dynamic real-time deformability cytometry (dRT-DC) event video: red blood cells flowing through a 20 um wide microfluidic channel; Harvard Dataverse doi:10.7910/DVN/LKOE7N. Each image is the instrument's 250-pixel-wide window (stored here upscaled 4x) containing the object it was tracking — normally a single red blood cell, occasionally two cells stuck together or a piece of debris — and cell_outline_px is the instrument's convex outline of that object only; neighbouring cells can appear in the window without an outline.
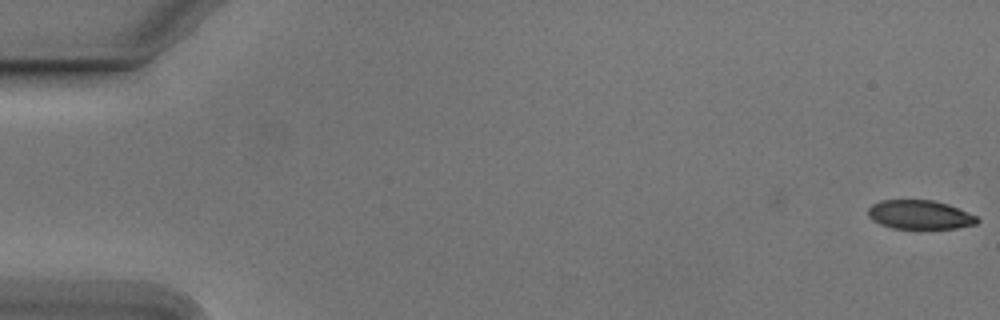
{"species": "Egyptian fruit bat (a non-hibernating species)", "species_latin": "Rousettus aegyptiacus", "temperature_condition": "cold", "stored_images_in_passage": 51, "camera_frame_rate_fps": 3000, "um_per_image_px": 0.085, "animal": {"sex": "male"}, "frame": {"image": 1, "passage_image": 1, "time_ms": 0.0, "image_size_px": [1000, 320], "cell_outline_px": [[980, 220], [976, 224], [956, 228], [920, 232], [892, 228], [880, 224], [872, 220], [868, 216], [868, 208], [872, 204], [880, 200], [932, 200], [948, 204], [976, 216]], "centroid_in_image_um": [78.17, 18.3], "position_along_channel_um": 6.8, "area_um2": 19.25}}
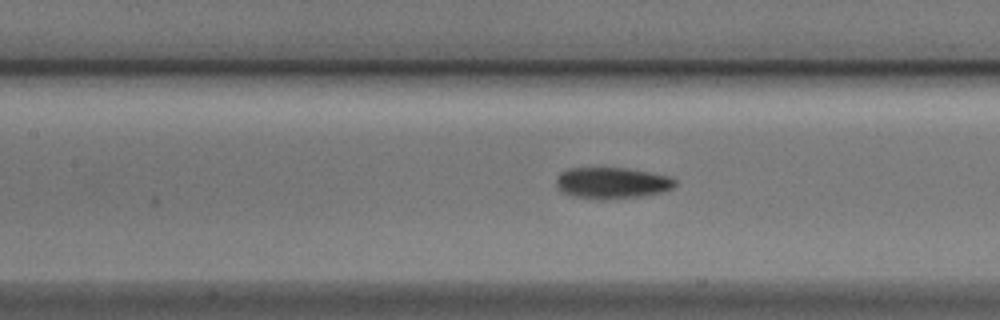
{"frame": {"image": 2, "passage_image": 25, "time_ms": 8.0, "image_size_px": [1000, 320], "cell_outline_px": [[676, 184], [672, 188], [664, 192], [640, 196], [608, 200], [600, 200], [572, 196], [560, 192], [556, 184], [556, 180], [560, 172], [568, 168], [624, 168], [648, 172], [668, 176], [676, 180]], "centroid_in_image_um": [51.98, 15.57], "position_along_channel_um": 155.4, "area_um2": 21.85}}
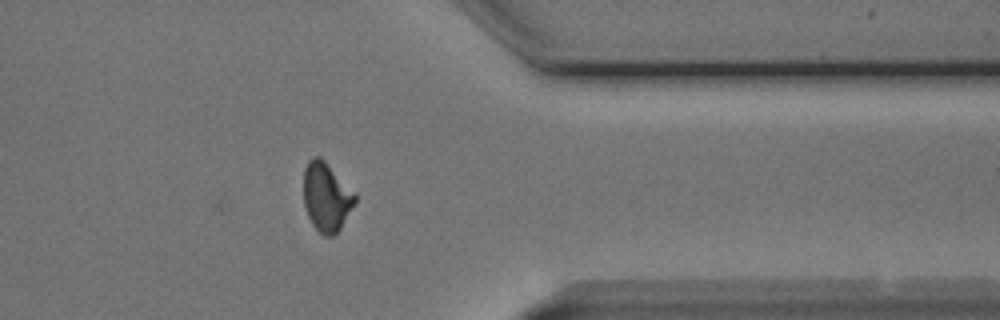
{"frame": {"image": 3, "passage_image": 44, "time_ms": 14.333, "image_size_px": [1000, 320], "cell_outline_px": [[356, 204], [340, 228], [332, 236], [324, 236], [312, 224], [308, 216], [304, 204], [304, 168], [308, 160], [312, 156], [320, 156], [324, 160], [356, 196]], "centroid_in_image_um": [27.72, 16.74], "position_along_channel_um": 383.7, "area_um2": 20.35}}